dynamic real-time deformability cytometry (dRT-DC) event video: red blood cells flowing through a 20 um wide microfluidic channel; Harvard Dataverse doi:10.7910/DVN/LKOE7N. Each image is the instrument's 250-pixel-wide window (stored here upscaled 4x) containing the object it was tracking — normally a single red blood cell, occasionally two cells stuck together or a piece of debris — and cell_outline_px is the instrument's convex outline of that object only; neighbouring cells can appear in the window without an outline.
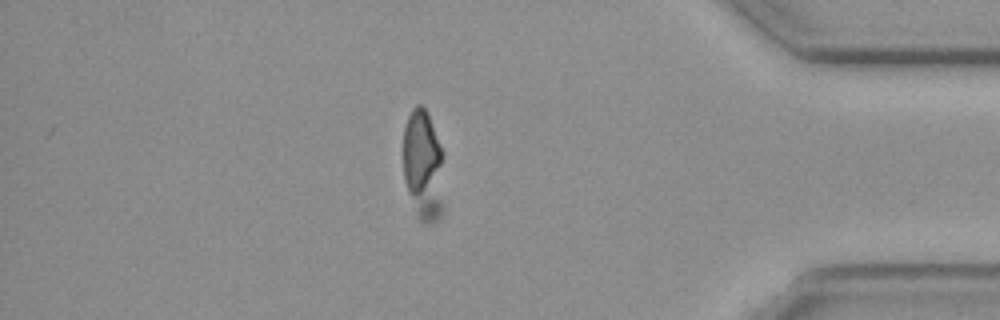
{"species": "common noctule bat (a hibernating species)", "species_latin": "Nyctalus noctula", "temperature_condition": "cold", "stored_images_in_passage": 56, "camera_frame_rate_fps": 3000, "um_per_image_px": 0.085, "animal": {"sex": "female", "body_mass_g": 19.3, "forearm_length_mm": 54.1}, "frame": {"image": 1, "passage_image": 56, "time_ms": 18.333, "image_size_px": [1000, 320], "cell_outline_px": [[444, 208], [440, 220], [432, 224], [424, 224], [420, 220], [408, 192], [404, 180], [404, 128], [408, 116], [412, 108], [416, 104], [420, 104], [424, 108], [428, 116], [444, 152]], "centroid_in_image_um": [36.03, 14.13], "position_along_channel_um": 399.2, "area_um2": 26.99}}